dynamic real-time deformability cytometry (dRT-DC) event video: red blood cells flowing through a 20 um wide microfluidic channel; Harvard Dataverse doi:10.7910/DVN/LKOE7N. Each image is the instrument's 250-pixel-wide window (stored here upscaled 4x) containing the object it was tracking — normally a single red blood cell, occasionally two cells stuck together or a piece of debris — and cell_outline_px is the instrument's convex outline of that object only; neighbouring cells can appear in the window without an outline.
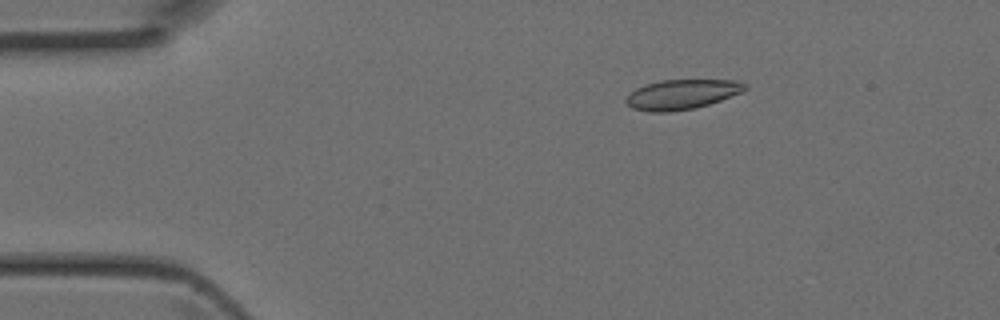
{"species": "Egyptian fruit bat (a non-hibernating species)", "species_latin": "Rousettus aegyptiacus", "temperature_condition": "room temperature", "stored_images_in_passage": 4, "camera_frame_rate_fps": 3000, "um_per_image_px": 0.085, "animal": {"sex": "female"}, "frame": {"image": 1, "passage_image": 3, "time_ms": 0.667, "image_size_px": [1000, 320], "cell_outline_px": [[748, 88], [740, 92], [720, 100], [696, 108], [668, 112], [652, 112], [632, 108], [624, 100], [636, 88], [644, 84], [660, 80], [736, 80], [748, 84]], "centroid_in_image_um": [57.95, 8.01], "position_along_channel_um": 27.0, "area_um2": 20.58}}
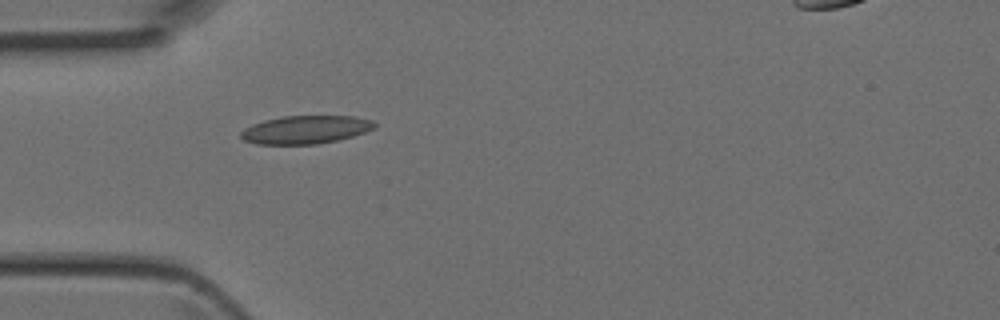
{"frame": {"image": 2, "passage_image": 4, "time_ms": 1.0, "image_size_px": [1000, 320], "cell_outline_px": [[376, 128], [352, 136], [336, 140], [316, 144], [256, 144], [244, 140], [240, 136], [240, 132], [244, 128], [252, 124], [264, 120], [284, 116], [356, 116], [372, 120], [376, 124]], "centroid_in_image_um": [25.96, 11.01], "position_along_channel_um": 59.0, "area_um2": 21.91}}